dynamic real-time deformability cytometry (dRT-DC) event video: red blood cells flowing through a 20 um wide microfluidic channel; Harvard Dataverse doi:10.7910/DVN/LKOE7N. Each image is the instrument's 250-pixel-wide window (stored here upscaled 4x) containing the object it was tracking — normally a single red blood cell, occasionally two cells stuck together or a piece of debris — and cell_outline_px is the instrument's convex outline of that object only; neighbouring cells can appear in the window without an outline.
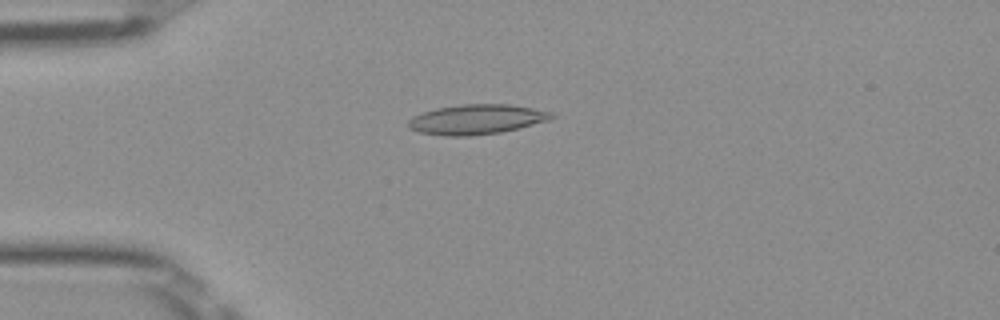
{"species": "Egyptian fruit bat (a non-hibernating species)", "species_latin": "Rousettus aegyptiacus", "temperature_condition": "room temperature", "stored_images_in_passage": 51, "camera_frame_rate_fps": 3000, "um_per_image_px": 0.085, "frame": {"image": 1, "passage_image": 13, "time_ms": 4.0, "image_size_px": [1000, 320], "cell_outline_px": [[556, 116], [548, 120], [520, 128], [500, 132], [468, 136], [444, 136], [420, 132], [408, 128], [408, 120], [412, 116], [436, 108], [460, 104], [508, 104], [532, 108], [552, 112]], "centroid_in_image_um": [40.49, 10.14], "position_along_channel_um": 44.5, "area_um2": 24.91}}
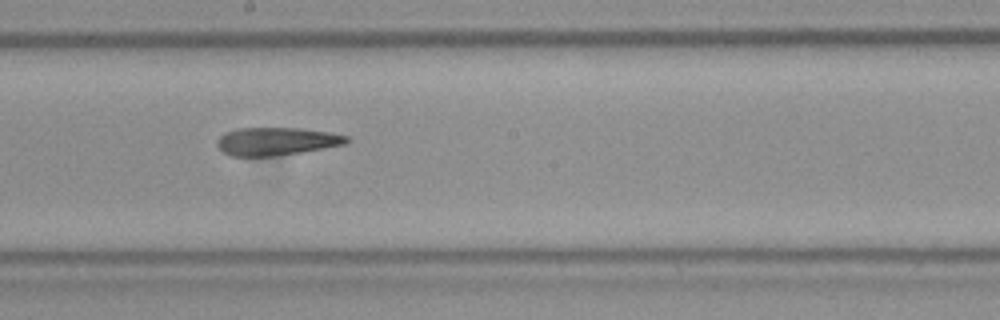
{"frame": {"image": 2, "passage_image": 28, "time_ms": 9.0, "image_size_px": [1000, 320], "cell_outline_px": [[352, 140], [348, 144], [276, 156], [228, 156], [216, 144], [216, 140], [224, 132], [236, 128], [300, 128], [332, 132], [348, 136]], "centroid_in_image_um": [23.53, 12.0], "position_along_channel_um": 224.7, "area_um2": 21.39}}
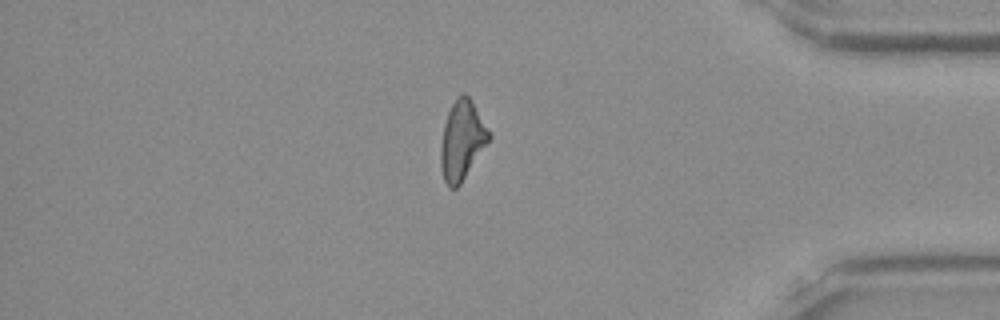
{"frame": {"image": 3, "passage_image": 43, "time_ms": 14.0, "image_size_px": [1000, 320], "cell_outline_px": [[492, 136], [460, 184], [456, 188], [448, 188], [444, 180], [440, 168], [440, 148], [444, 124], [448, 112], [456, 96], [464, 92], [472, 100]], "centroid_in_image_um": [39.25, 11.92], "position_along_channel_um": 396.0, "area_um2": 22.2}, "authors_computed_cell_mechanics": {"area_um2": 22.4842, "velocity_mm_per_s": 4.0158, "shape_relaxation_time_tau1_ms": null, "shape_relaxation_time_tau2_ms": 4.7896, "deformation_change_tau1": null, "deformation_change_tau2": 0.1498}}